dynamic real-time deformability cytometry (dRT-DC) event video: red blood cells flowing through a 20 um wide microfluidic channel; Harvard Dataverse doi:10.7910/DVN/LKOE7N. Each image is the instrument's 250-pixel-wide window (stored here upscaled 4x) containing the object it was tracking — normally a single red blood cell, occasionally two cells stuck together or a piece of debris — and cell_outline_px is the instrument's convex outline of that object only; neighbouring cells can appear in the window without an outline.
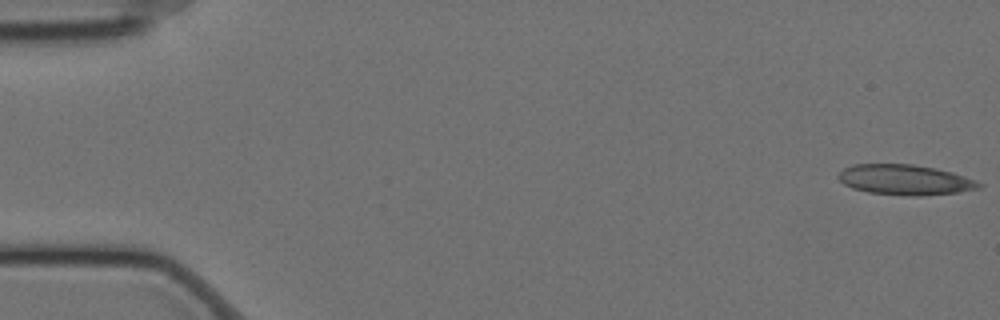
{"species": "Egyptian fruit bat (a non-hibernating species)", "species_latin": "Rousettus aegyptiacus", "temperature_condition": "cold", "stored_images_in_passage": 58, "camera_frame_rate_fps": 3000, "um_per_image_px": 0.085, "animal": {"sex": "female"}, "frame": {"image": 1, "passage_image": 1, "time_ms": 0.0, "image_size_px": [1000, 320], "cell_outline_px": [[984, 184], [980, 188], [956, 192], [920, 196], [908, 196], [868, 192], [852, 188], [844, 184], [836, 176], [844, 168], [852, 164], [912, 164], [952, 172], [976, 180]], "centroid_in_image_um": [76.91, 15.28], "position_along_channel_um": 8.1, "area_um2": 24.74}}
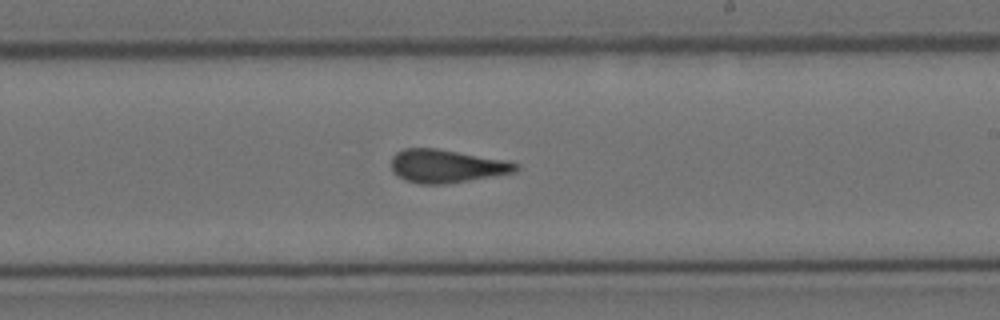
{"frame": {"image": 2, "passage_image": 34, "time_ms": 11.0, "image_size_px": [1000, 320], "cell_outline_px": [[520, 168], [516, 172], [448, 184], [420, 184], [404, 180], [396, 176], [392, 172], [392, 156], [396, 152], [404, 148], [436, 148], [508, 160], [520, 164]], "centroid_in_image_um": [37.97, 14.12], "position_along_channel_um": 251.0, "area_um2": 24.45}}
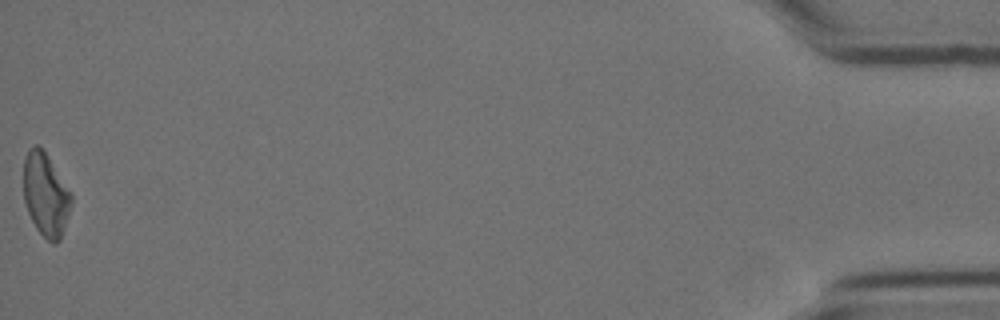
{"frame": {"image": 3, "passage_image": 58, "time_ms": 19.0, "image_size_px": [1000, 320], "cell_outline_px": [[72, 204], [60, 240], [56, 244], [52, 244], [36, 228], [28, 212], [24, 200], [24, 160], [28, 148], [36, 144], [44, 152], [72, 192]], "centroid_in_image_um": [3.89, 16.56], "position_along_channel_um": 431.3, "area_um2": 23.0}, "authors_computed_cell_mechanics": {"area_um2": 24.0159, "velocity_mm_per_s": 3.4735, "shape_relaxation_time_tau1_ms": 9.786, "shape_relaxation_time_tau2_ms": 2.042, "deformation_change_tau1": 0.198, "deformation_change_tau2": 0.1015}}